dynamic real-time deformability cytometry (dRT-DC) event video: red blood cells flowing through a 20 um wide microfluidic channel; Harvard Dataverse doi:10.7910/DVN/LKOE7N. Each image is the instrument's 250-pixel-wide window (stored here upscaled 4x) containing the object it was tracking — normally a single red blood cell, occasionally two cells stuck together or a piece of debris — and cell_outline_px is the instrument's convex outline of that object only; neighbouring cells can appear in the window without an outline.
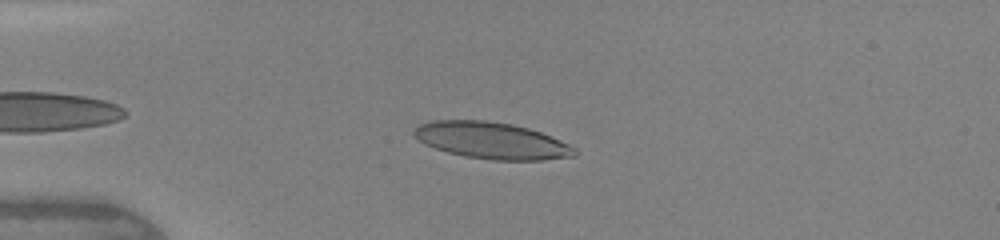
{"species": "human", "species_latin": "Homo sapiens", "temperature_condition": "warm", "stored_images_in_passage": 39, "camera_frame_rate_fps": 3000, "um_per_image_px": 0.085, "donor": {"sex": "female"}, "frame": {"image": 1, "passage_image": 9, "time_ms": 2.667, "image_size_px": [1000, 240], "cell_outline_px": [[576, 156], [544, 160], [492, 160], [464, 156], [448, 152], [424, 144], [412, 136], [412, 132], [420, 124], [428, 120], [488, 120], [512, 124], [528, 128], [552, 136], [576, 148]], "centroid_in_image_um": [41.77, 11.94], "position_along_channel_um": 43.2, "area_um2": 34.51}}
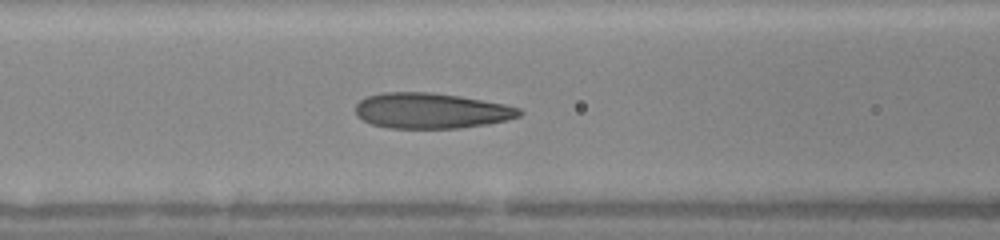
{"frame": {"image": 2, "passage_image": 17, "time_ms": 5.333, "image_size_px": [1000, 240], "cell_outline_px": [[524, 112], [520, 116], [488, 124], [460, 128], [388, 128], [372, 124], [356, 116], [356, 104], [360, 100], [368, 96], [384, 92], [432, 92], [460, 96], [504, 104], [520, 108]], "centroid_in_image_um": [36.65, 9.41], "position_along_channel_um": 130.0, "area_um2": 33.93}}
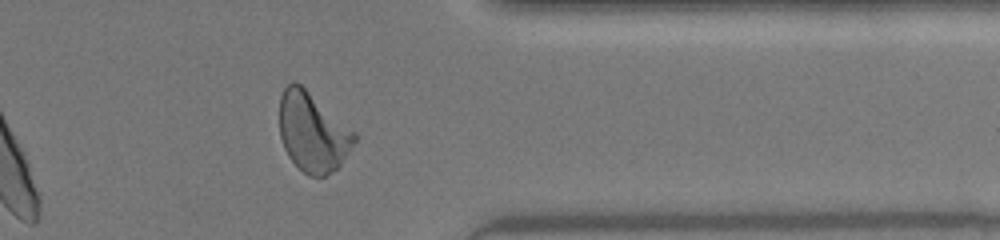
{"frame": {"image": 3, "passage_image": 35, "time_ms": 11.333, "image_size_px": [1000, 240], "cell_outline_px": [[356, 140], [340, 164], [332, 172], [324, 176], [308, 176], [288, 156], [284, 148], [280, 136], [280, 96], [284, 88], [292, 80], [300, 84], [356, 132]], "centroid_in_image_um": [26.57, 11.23], "position_along_channel_um": 384.8, "area_um2": 34.22}, "authors_computed_cell_mechanics": {"area_um2": 33.813, "velocity_mm_per_s": 4.3623, "shape_relaxation_time_tau1_ms": 3.8861, "shape_relaxation_time_tau2_ms": 0.8454, "deformation_change_tau1": 0.1897, "deformation_change_tau2": 0.085}}